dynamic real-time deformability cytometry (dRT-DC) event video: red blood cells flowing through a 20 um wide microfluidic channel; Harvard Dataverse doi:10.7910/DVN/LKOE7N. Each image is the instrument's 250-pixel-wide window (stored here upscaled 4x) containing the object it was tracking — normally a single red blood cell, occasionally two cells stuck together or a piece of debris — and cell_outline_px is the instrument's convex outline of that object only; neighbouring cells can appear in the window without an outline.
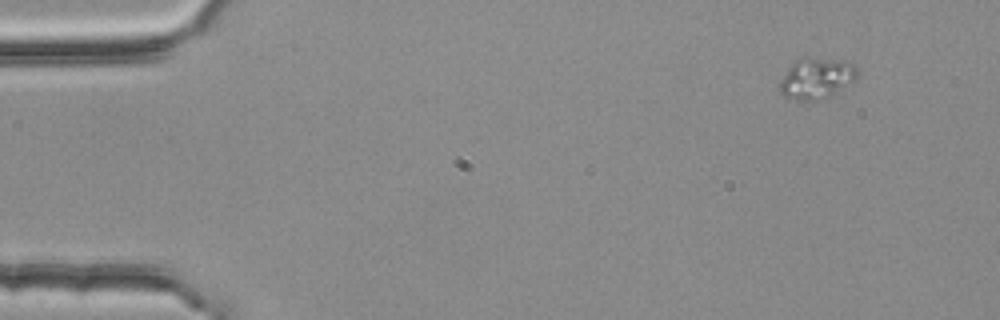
{"species": "common noctule bat (a hibernating species)", "species_latin": "Nyctalus noctula", "temperature_condition": "room temperature", "stored_images_in_passage": 3, "segment_of_instrument_passage": [1, 2], "camera_frame_rate_fps": 3000, "um_per_image_px": 0.085, "animal": {"sex": "female", "body_mass_g": 25.1}, "frame": {"image": 1, "passage_image": 1, "time_ms": 0.0, "image_size_px": [1000, 320], "cell_outline_px": [[860, 72], [856, 80], [828, 96], [812, 100], [796, 100], [784, 96], [780, 92], [780, 84], [788, 68], [796, 60], [844, 60], [852, 64]], "centroid_in_image_um": [69.43, 6.69], "position_along_channel_um": 15.6, "area_um2": 17.69}}